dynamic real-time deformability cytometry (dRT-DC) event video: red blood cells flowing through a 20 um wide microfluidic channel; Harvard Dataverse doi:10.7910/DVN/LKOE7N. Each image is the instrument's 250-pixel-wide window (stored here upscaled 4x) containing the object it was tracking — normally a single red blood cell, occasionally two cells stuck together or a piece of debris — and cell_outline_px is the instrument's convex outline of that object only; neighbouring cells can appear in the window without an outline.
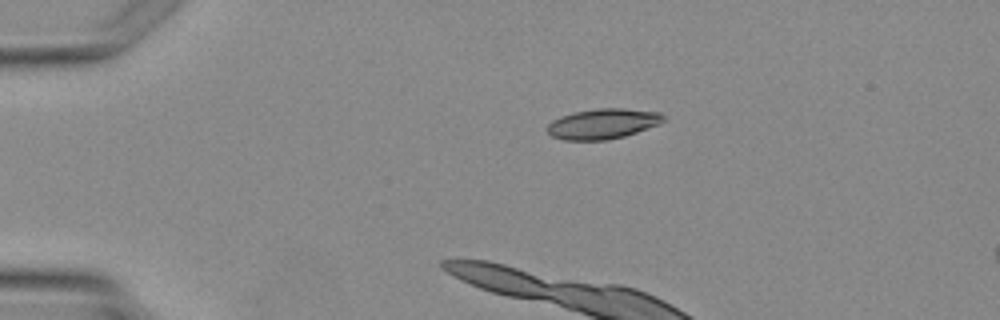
{"species": "Egyptian fruit bat (a non-hibernating species)", "species_latin": "Rousettus aegyptiacus", "temperature_condition": "warm", "stored_images_in_passage": 5, "camera_frame_rate_fps": 3000, "um_per_image_px": 0.085, "animal": {"sex": "female"}, "frame": {"image": 1, "passage_image": 5, "time_ms": 6.333, "image_size_px": [1000, 320], "cell_outline_px": [[664, 120], [660, 124], [624, 136], [608, 140], [564, 140], [552, 136], [544, 128], [552, 120], [560, 116], [576, 112], [596, 108], [624, 108], [660, 112], [664, 116]], "centroid_in_image_um": [51.22, 10.52], "position_along_channel_um": 33.8, "area_um2": 20.58}}